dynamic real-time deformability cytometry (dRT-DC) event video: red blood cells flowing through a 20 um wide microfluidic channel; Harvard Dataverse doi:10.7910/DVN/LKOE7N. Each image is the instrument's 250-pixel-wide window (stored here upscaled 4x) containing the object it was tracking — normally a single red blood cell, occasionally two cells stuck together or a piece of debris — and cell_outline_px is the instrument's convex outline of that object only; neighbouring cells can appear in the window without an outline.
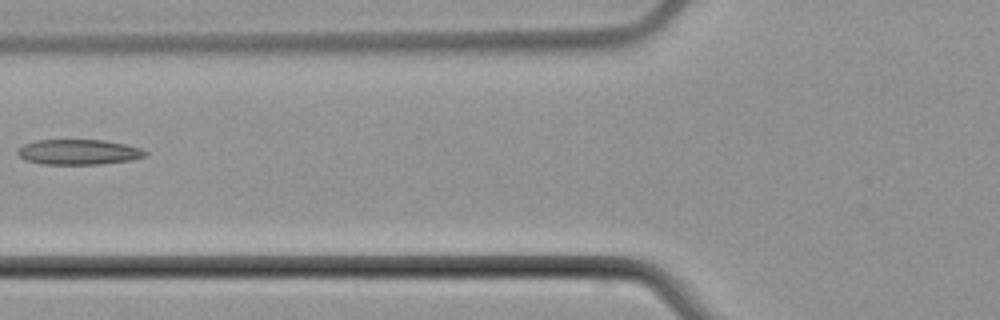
{"species": "common noctule bat (a hibernating species)", "species_latin": "Nyctalus noctula", "temperature_condition": "cold", "stored_images_in_passage": 6, "camera_frame_rate_fps": 3000, "um_per_image_px": 0.085, "animal": {"sex": "male", "body_mass_g": 21.5, "forearm_length_mm": 52.0}, "frame": {"image": 1, "passage_image": 6, "time_ms": 6.667, "image_size_px": [1000, 320], "cell_outline_px": [[148, 152], [144, 156], [132, 160], [100, 164], [44, 164], [24, 160], [16, 152], [24, 144], [36, 140], [104, 140], [124, 144], [140, 148]], "centroid_in_image_um": [6.67, 12.92], "position_along_channel_um": 119.1, "area_um2": 18.67}}